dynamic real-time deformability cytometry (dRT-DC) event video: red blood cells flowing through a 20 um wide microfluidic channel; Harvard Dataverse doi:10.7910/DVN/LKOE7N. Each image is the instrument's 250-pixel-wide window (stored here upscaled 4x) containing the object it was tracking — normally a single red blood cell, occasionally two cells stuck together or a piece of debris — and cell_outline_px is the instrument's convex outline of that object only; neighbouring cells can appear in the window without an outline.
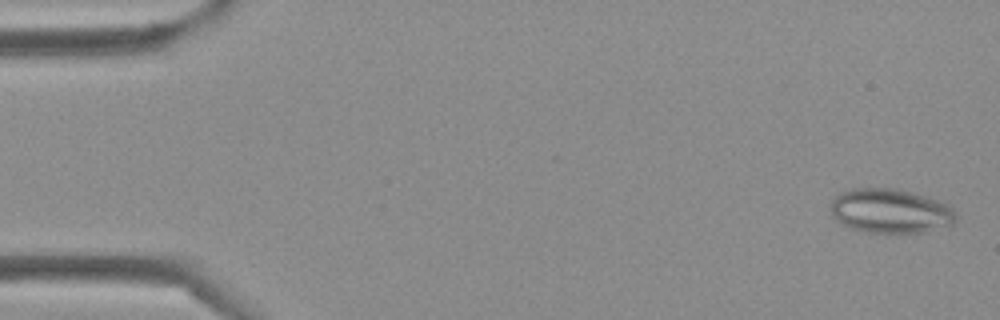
{"species": "Egyptian fruit bat (a non-hibernating species)", "species_latin": "Rousettus aegyptiacus", "temperature_condition": "cold", "stored_images_in_passage": 43, "camera_frame_rate_fps": 3000, "um_per_image_px": 0.085, "frame": {"image": 1, "passage_image": 1, "time_ms": 0.0, "image_size_px": [1000, 320], "cell_outline_px": [[956, 220], [952, 224], [924, 232], [860, 232], [840, 224], [832, 216], [832, 200], [840, 192], [852, 188], [896, 188], [912, 192], [948, 204], [952, 208], [956, 216]], "centroid_in_image_um": [75.65, 17.93], "position_along_channel_um": 9.4, "area_um2": 32.37}}
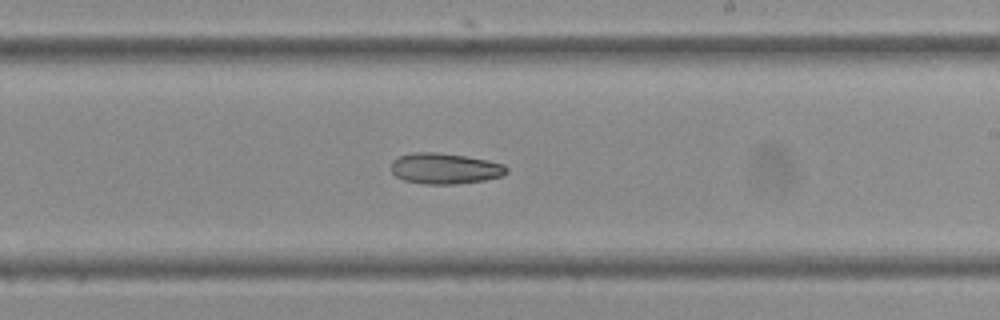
{"frame": {"image": 2, "passage_image": 25, "time_ms": 8.0, "image_size_px": [1000, 320], "cell_outline_px": [[508, 172], [500, 176], [484, 180], [456, 184], [424, 184], [404, 180], [396, 176], [392, 172], [392, 160], [400, 156], [412, 152], [436, 152], [464, 156], [488, 160], [504, 164], [508, 168]], "centroid_in_image_um": [37.81, 14.32], "position_along_channel_um": 251.2, "area_um2": 20.69}}
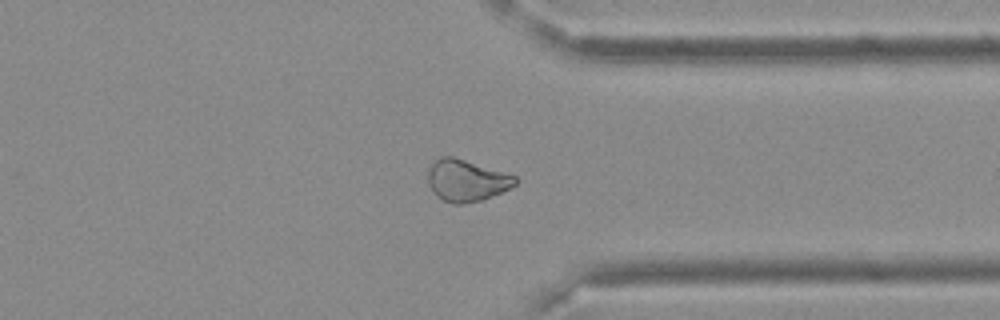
{"frame": {"image": 3, "passage_image": 33, "time_ms": 10.667, "image_size_px": [1000, 320], "cell_outline_px": [[516, 184], [484, 200], [460, 204], [452, 204], [436, 196], [432, 192], [428, 184], [428, 168], [440, 156], [452, 156], [516, 176]], "centroid_in_image_um": [39.6, 15.35], "position_along_channel_um": 371.8, "area_um2": 21.04}}